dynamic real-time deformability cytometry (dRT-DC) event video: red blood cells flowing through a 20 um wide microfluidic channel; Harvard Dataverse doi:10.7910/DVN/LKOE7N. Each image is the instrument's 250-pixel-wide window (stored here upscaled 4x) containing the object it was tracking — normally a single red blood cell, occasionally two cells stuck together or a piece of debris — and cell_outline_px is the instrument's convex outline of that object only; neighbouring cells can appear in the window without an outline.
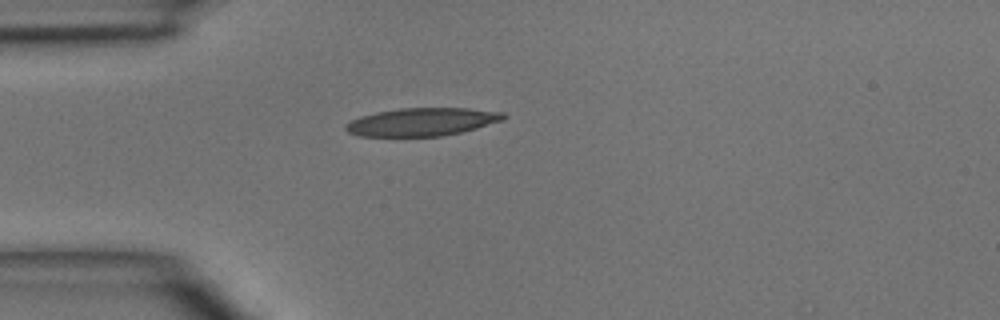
{"species": "common noctule bat (a hibernating species)", "species_latin": "Nyctalus noctula", "temperature_condition": "room temperature", "stored_images_in_passage": 1, "camera_frame_rate_fps": 3000, "um_per_image_px": 0.085, "animal": {"sex": "male", "body_mass_g": 15.6}, "frame": {"image": 1, "passage_image": 1, "time_ms": 0.0, "image_size_px": [1000, 320], "cell_outline_px": [[508, 116], [504, 120], [476, 128], [460, 132], [440, 136], [360, 136], [348, 132], [344, 128], [344, 124], [360, 116], [376, 112], [400, 108], [468, 108], [504, 112]], "centroid_in_image_um": [35.88, 10.35], "position_along_channel_um": 49.1, "area_um2": 25.78}}